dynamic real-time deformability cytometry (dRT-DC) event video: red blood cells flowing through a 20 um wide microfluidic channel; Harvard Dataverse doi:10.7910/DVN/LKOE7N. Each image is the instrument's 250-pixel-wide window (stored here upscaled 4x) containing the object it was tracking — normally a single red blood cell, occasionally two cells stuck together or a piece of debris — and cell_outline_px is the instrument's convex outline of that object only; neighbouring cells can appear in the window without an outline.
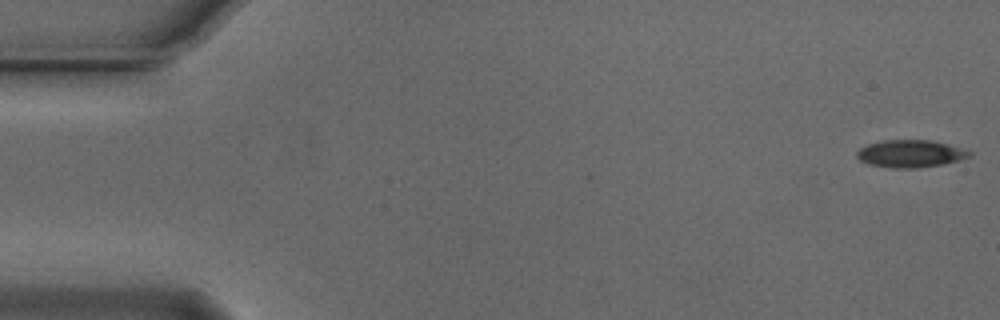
{"species": "Egyptian fruit bat (a non-hibernating species)", "species_latin": "Rousettus aegyptiacus", "temperature_condition": "cold", "stored_images_in_passage": 54, "camera_frame_rate_fps": 3000, "um_per_image_px": 0.085, "animal": {"sex": "male"}, "frame": {"image": 1, "passage_image": 1, "time_ms": 0.0, "image_size_px": [1000, 320], "cell_outline_px": [[972, 156], [940, 164], [916, 168], [892, 168], [868, 164], [860, 160], [856, 156], [856, 152], [860, 148], [868, 144], [884, 140], [932, 140], [948, 144], [972, 152]], "centroid_in_image_um": [77.35, 13.05], "position_along_channel_um": 7.7, "area_um2": 17.8}}
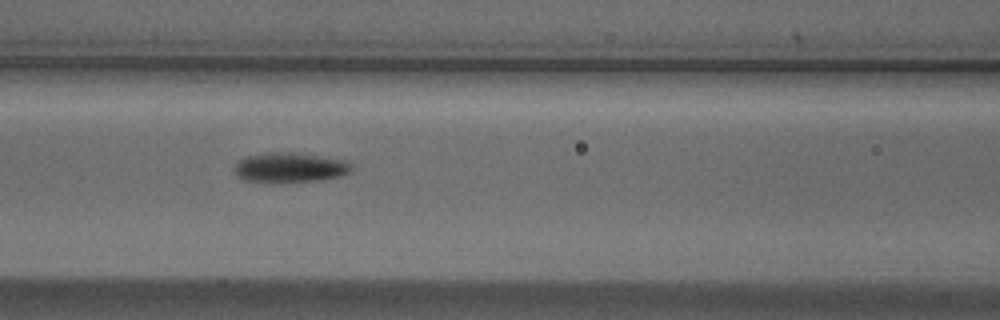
{"frame": {"image": 2, "passage_image": 23, "time_ms": 7.333, "image_size_px": [1000, 320], "cell_outline_px": [[352, 172], [340, 176], [320, 180], [244, 180], [236, 176], [236, 164], [244, 156], [276, 152], [292, 152], [320, 156], [344, 160], [352, 164]], "centroid_in_image_um": [24.7, 14.2], "position_along_channel_um": 141.9, "area_um2": 19.59}}
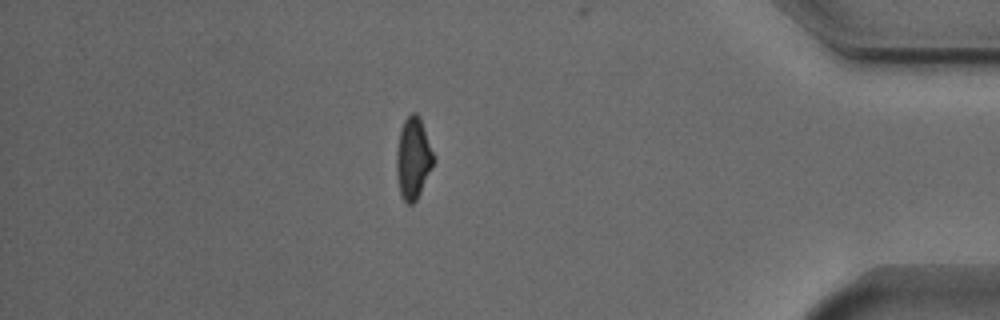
{"frame": {"image": 3, "passage_image": 47, "time_ms": 15.333, "image_size_px": [1000, 320], "cell_outline_px": [[436, 160], [416, 200], [412, 204], [408, 204], [400, 196], [396, 172], [396, 152], [400, 128], [404, 120], [412, 112], [416, 112], [420, 116]], "centroid_in_image_um": [35.11, 13.43], "position_along_channel_um": 400.1, "area_um2": 17.8}, "authors_computed_cell_mechanics": {"area_um2": 18.5827, "velocity_mm_per_s": 3.7475, "shape_relaxation_time_tau1_ms": 2.2641, "shape_relaxation_time_tau2_ms": 9.4729, "deformation_change_tau1": 0.1237, "deformation_change_tau2": 0.1931}}